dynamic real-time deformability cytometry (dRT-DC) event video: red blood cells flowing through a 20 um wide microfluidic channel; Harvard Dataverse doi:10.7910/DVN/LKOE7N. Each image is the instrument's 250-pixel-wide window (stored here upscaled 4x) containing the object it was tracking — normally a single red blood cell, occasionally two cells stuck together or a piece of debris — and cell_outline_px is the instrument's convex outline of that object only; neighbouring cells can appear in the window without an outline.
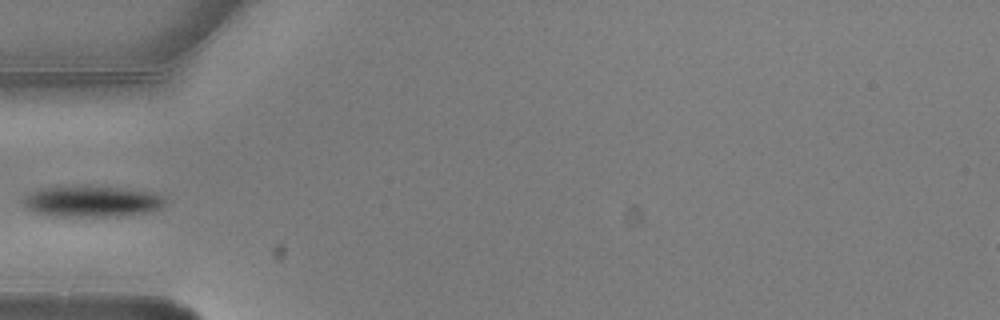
{"species": "common noctule bat (a hibernating species)", "species_latin": "Nyctalus noctula", "temperature_condition": "warm", "stored_images_in_passage": 5, "camera_frame_rate_fps": 3000, "um_per_image_px": 0.085, "animal": {"sex": "male", "body_mass_g": 20.5, "forearm_length_mm": 52.5}, "frame": {"image": 1, "passage_image": 5, "time_ms": 1.333, "image_size_px": [1000, 320], "cell_outline_px": [[164, 204], [160, 208], [148, 212], [120, 216], [60, 216], [32, 212], [24, 208], [20, 200], [28, 192], [40, 188], [120, 188], [152, 192], [160, 196], [164, 200]], "centroid_in_image_um": [7.73, 17.15], "position_along_channel_um": 77.3, "area_um2": 25.09}}